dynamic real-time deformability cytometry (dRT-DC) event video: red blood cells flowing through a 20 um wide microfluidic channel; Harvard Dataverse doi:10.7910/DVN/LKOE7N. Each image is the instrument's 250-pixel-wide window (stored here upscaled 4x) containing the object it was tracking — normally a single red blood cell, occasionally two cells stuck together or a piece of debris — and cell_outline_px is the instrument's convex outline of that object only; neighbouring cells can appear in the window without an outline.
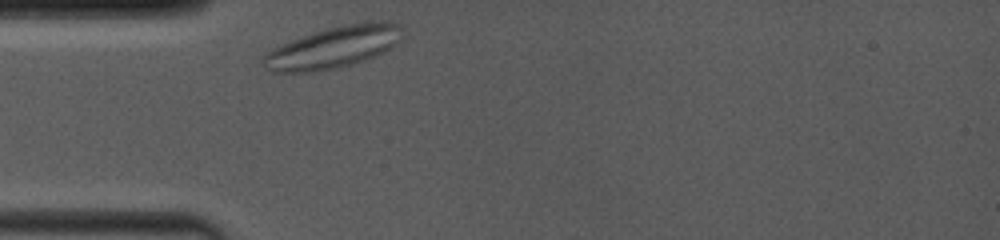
{"species": "common noctule bat (a hibernating species)", "species_latin": "Nyctalus noctula", "temperature_condition": "room temperature", "stored_images_in_passage": 1, "camera_frame_rate_fps": 4000, "um_per_image_px": 0.085, "animal": {"sex": "female", "body_mass_g": 19.0, "forearm_length_mm": 53.3}, "frame": {"image": 1, "passage_image": 1, "time_ms": 0.0, "image_size_px": [1000, 240], "cell_outline_px": [[400, 40], [396, 44], [372, 56], [336, 68], [312, 72], [272, 72], [264, 60], [264, 56], [272, 48], [280, 44], [300, 36], [328, 28], [344, 24], [384, 20], [400, 24]], "centroid_in_image_um": [28.32, 3.99], "position_along_channel_um": 56.7, "area_um2": 32.95}}